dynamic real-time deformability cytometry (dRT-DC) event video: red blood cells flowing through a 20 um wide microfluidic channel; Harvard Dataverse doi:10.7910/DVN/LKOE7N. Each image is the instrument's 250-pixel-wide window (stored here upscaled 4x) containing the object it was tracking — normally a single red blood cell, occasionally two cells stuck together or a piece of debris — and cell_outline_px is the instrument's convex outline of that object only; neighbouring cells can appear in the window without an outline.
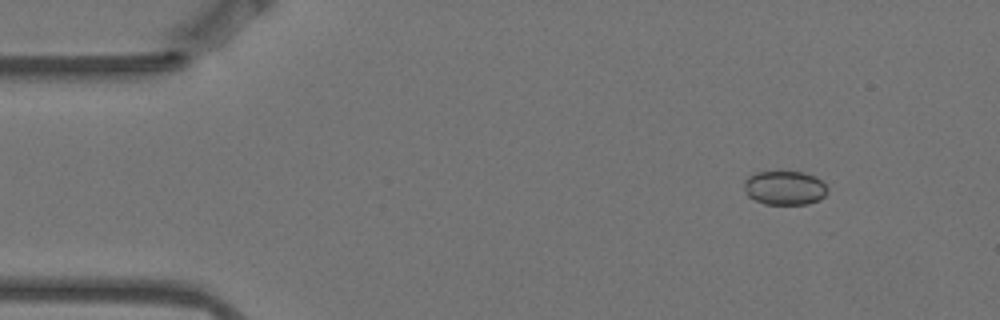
{"species": "Egyptian fruit bat (a non-hibernating species)", "species_latin": "Rousettus aegyptiacus", "temperature_condition": "warm", "stored_images_in_passage": 5, "camera_frame_rate_fps": 3000, "um_per_image_px": 0.085, "animal": {"sex": "female"}, "frame": {"image": 1, "passage_image": 2, "time_ms": 0.333, "image_size_px": [1000, 320], "cell_outline_px": [[828, 192], [820, 200], [808, 204], [764, 204], [748, 196], [744, 188], [744, 180], [748, 176], [756, 172], [804, 172], [816, 176], [828, 188]], "centroid_in_image_um": [66.71, 15.97], "position_along_channel_um": 18.3, "area_um2": 16.65}}